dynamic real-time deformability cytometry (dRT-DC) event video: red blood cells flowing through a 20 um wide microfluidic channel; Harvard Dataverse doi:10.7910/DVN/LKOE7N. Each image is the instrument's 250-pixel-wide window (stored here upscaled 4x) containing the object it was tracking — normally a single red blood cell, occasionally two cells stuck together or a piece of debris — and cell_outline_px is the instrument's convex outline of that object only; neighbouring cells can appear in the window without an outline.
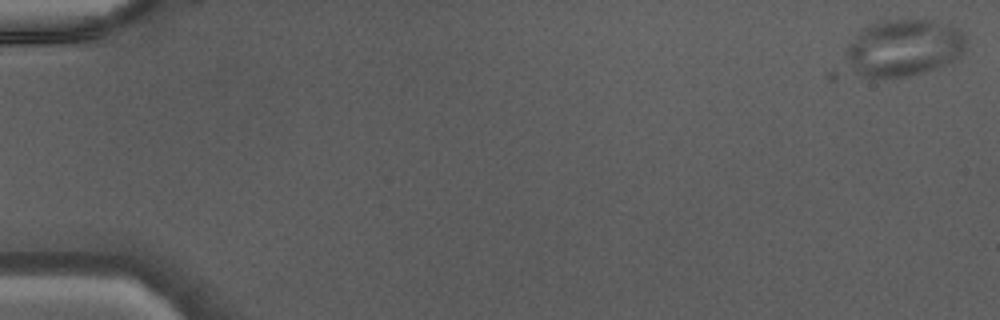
{"species": "Egyptian fruit bat (a non-hibernating species)", "species_latin": "Rousettus aegyptiacus", "temperature_condition": "warm", "stored_images_in_passage": 46, "camera_frame_rate_fps": 3000, "um_per_image_px": 0.085, "animal": {"sex": "male"}, "frame": {"image": 1, "passage_image": 1, "time_ms": 0.0, "image_size_px": [1000, 320], "cell_outline_px": [[968, 48], [960, 56], [944, 64], [908, 76], [860, 76], [852, 68], [848, 56], [848, 44], [864, 28], [876, 20], [932, 20], [956, 28], [964, 36]], "centroid_in_image_um": [76.85, 4.03], "position_along_channel_um": 8.1, "area_um2": 38.9}}
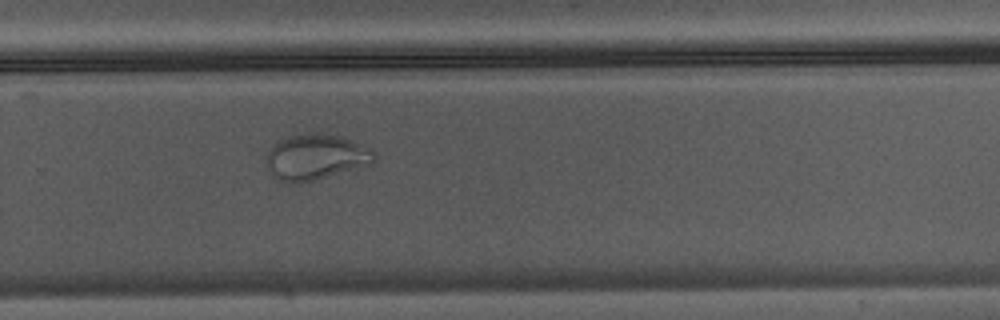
{"frame": {"image": 2, "passage_image": 32, "time_ms": 10.333, "image_size_px": [1000, 320], "cell_outline_px": [[376, 160], [372, 164], [312, 180], [296, 184], [288, 184], [272, 176], [264, 164], [264, 156], [268, 148], [280, 140], [292, 136], [340, 136], [372, 148], [376, 152]], "centroid_in_image_um": [26.8, 13.4], "position_along_channel_um": 303.0, "area_um2": 28.38}}
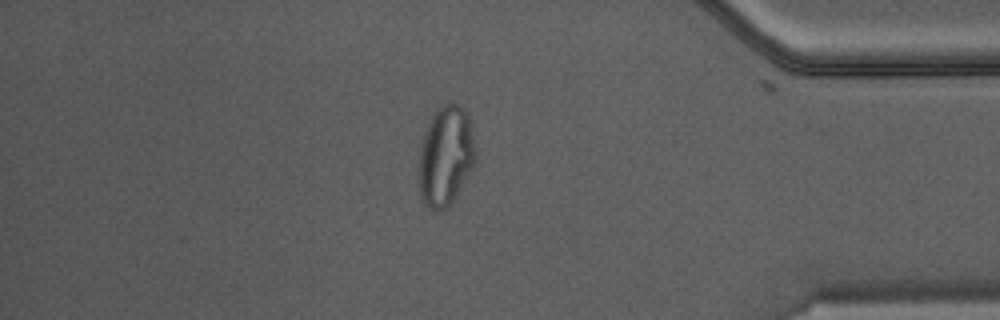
{"frame": {"image": 3, "passage_image": 40, "time_ms": 13.0, "image_size_px": [1000, 320], "cell_outline_px": [[476, 160], [472, 168], [452, 204], [448, 208], [440, 212], [436, 212], [424, 200], [420, 192], [420, 140], [436, 108], [448, 100], [456, 100], [468, 112], [472, 120], [476, 152]], "centroid_in_image_um": [37.93, 13.16], "position_along_channel_um": 397.3, "area_um2": 33.76}}